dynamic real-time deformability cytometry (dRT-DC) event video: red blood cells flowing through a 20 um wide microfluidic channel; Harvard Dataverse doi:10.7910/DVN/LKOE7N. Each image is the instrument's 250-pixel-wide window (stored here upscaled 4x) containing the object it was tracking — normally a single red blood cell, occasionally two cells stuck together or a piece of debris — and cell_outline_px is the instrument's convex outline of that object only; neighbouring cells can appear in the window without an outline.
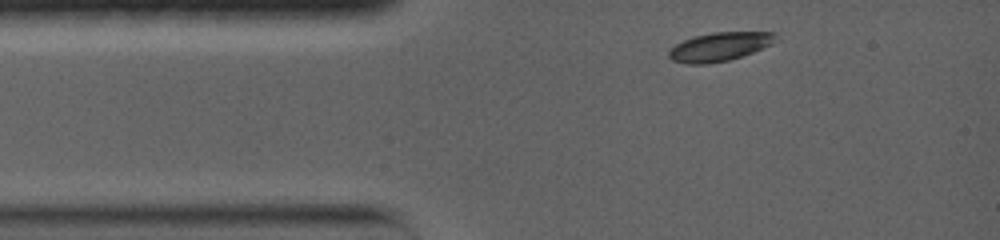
{"species": "common noctule bat (a hibernating species)", "species_latin": "Nyctalus noctula", "temperature_condition": "warm", "stored_images_in_passage": 34, "camera_frame_rate_fps": 5000, "um_per_image_px": 0.085, "animal": {"sex": "female", "body_mass_g": 19.0, "forearm_length_mm": 56.7}, "frame": {"image": 1, "passage_image": 1, "time_ms": 0.0, "image_size_px": [1000, 240], "cell_outline_px": [[776, 40], [772, 44], [752, 52], [728, 60], [708, 64], [688, 64], [672, 60], [668, 56], [668, 52], [676, 44], [692, 36], [712, 32], [776, 32]], "centroid_in_image_um": [61.15, 3.96], "position_along_channel_um": 23.8, "area_um2": 17.8}}
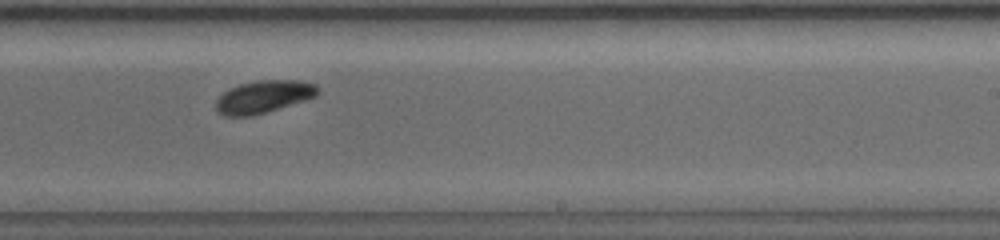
{"frame": {"image": 2, "passage_image": 15, "time_ms": 7.4, "image_size_px": [1000, 240], "cell_outline_px": [[320, 92], [316, 96], [304, 100], [252, 116], [224, 116], [216, 112], [216, 100], [228, 88], [240, 84], [256, 80], [300, 80], [316, 84], [320, 88]], "centroid_in_image_um": [22.4, 8.21], "position_along_channel_um": 266.6, "area_um2": 19.36}}
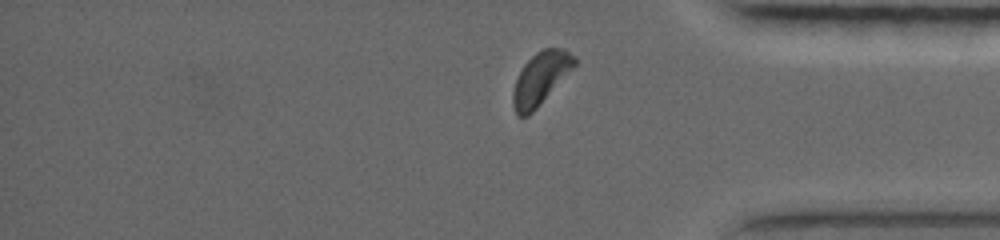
{"frame": {"image": 3, "passage_image": 30, "time_ms": 11.0, "image_size_px": [1000, 240], "cell_outline_px": [[576, 64], [536, 108], [528, 116], [520, 116], [516, 112], [512, 100], [512, 92], [516, 80], [524, 64], [536, 52], [544, 48], [564, 48], [576, 56]], "centroid_in_image_um": [45.95, 6.63], "position_along_channel_um": 389.2, "area_um2": 18.38}, "authors_computed_cell_mechanics": {"area_um2": 19.1896, "velocity_mm_per_s": 3.6697, "shape_relaxation_time_tau1_ms": 1.8914, "shape_relaxation_time_tau2_ms": null, "deformation_change_tau1": 0.0892, "deformation_change_tau2": null}}